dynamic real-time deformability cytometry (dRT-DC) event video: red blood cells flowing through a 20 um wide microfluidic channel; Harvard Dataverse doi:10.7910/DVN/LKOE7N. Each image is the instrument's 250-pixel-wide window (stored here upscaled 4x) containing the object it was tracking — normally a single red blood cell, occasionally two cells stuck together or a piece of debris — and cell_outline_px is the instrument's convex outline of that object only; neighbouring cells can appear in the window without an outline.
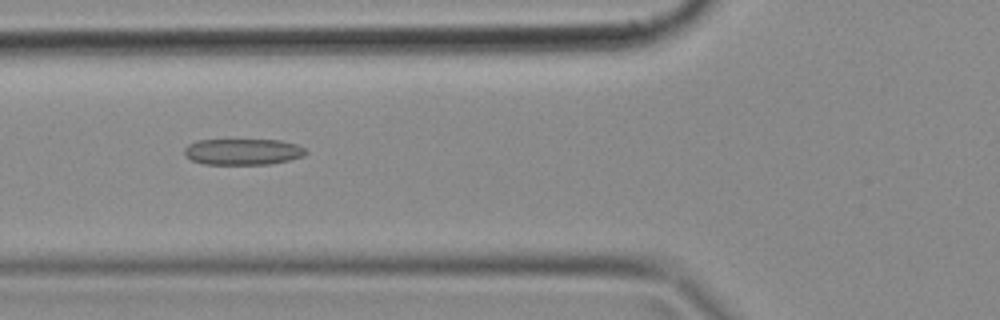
{"species": "common noctule bat (a hibernating species)", "species_latin": "Nyctalus noctula", "temperature_condition": "cold", "stored_images_in_passage": 39, "camera_frame_rate_fps": 3000, "um_per_image_px": 0.085, "animal": {"sex": "female", "body_mass_g": 18.4}, "frame": {"image": 1, "passage_image": 8, "time_ms": 2.333, "image_size_px": [1000, 320], "cell_outline_px": [[308, 152], [304, 156], [272, 164], [204, 164], [192, 160], [184, 156], [184, 148], [188, 144], [196, 140], [280, 140], [296, 144], [308, 148]], "centroid_in_image_um": [20.66, 12.89], "position_along_channel_um": 105.1, "area_um2": 18.73}}
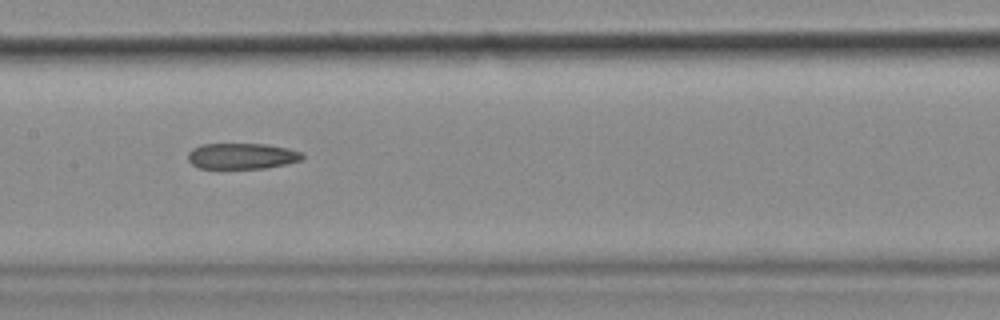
{"frame": {"image": 2, "passage_image": 14, "time_ms": 4.333, "image_size_px": [1000, 320], "cell_outline_px": [[304, 156], [300, 160], [284, 164], [264, 168], [200, 168], [192, 164], [188, 160], [188, 152], [192, 148], [200, 144], [268, 144], [288, 148], [304, 152]], "centroid_in_image_um": [20.56, 13.25], "position_along_channel_um": 186.8, "area_um2": 17.28}}
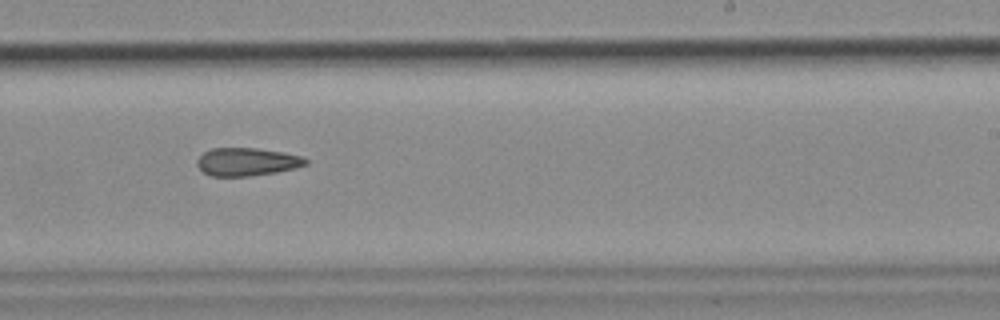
{"frame": {"image": 3, "passage_image": 20, "time_ms": 6.333, "image_size_px": [1000, 320], "cell_outline_px": [[308, 164], [296, 168], [276, 172], [248, 176], [212, 176], [204, 172], [196, 164], [196, 160], [204, 152], [212, 148], [256, 148], [284, 152], [304, 156], [308, 160]], "centroid_in_image_um": [21.02, 13.75], "position_along_channel_um": 268.0, "area_um2": 17.8}}